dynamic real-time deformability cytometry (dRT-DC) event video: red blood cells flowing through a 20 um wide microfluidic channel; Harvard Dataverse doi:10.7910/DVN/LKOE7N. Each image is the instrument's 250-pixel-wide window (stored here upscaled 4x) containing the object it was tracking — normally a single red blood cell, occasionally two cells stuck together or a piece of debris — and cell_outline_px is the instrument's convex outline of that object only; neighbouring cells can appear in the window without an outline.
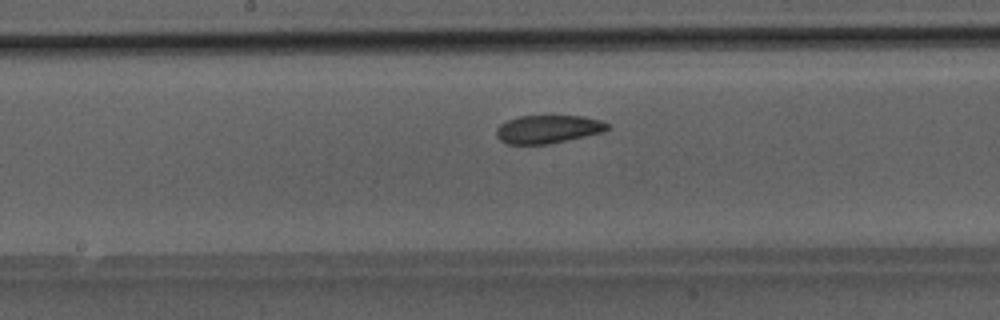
{"species": "Egyptian fruit bat (a non-hibernating species)", "species_latin": "Rousettus aegyptiacus", "temperature_condition": "room temperature", "stored_images_in_passage": 37, "camera_frame_rate_fps": 3000, "um_per_image_px": 0.085, "animal": {"sex": "male"}, "frame": {"image": 1, "passage_image": 17, "time_ms": 5.333, "image_size_px": [1000, 320], "cell_outline_px": [[608, 128], [604, 132], [548, 144], [508, 144], [500, 140], [496, 136], [496, 128], [500, 124], [508, 120], [520, 116], [584, 116], [600, 120], [608, 124]], "centroid_in_image_um": [46.56, 10.98], "position_along_channel_um": 201.6, "area_um2": 18.15}}
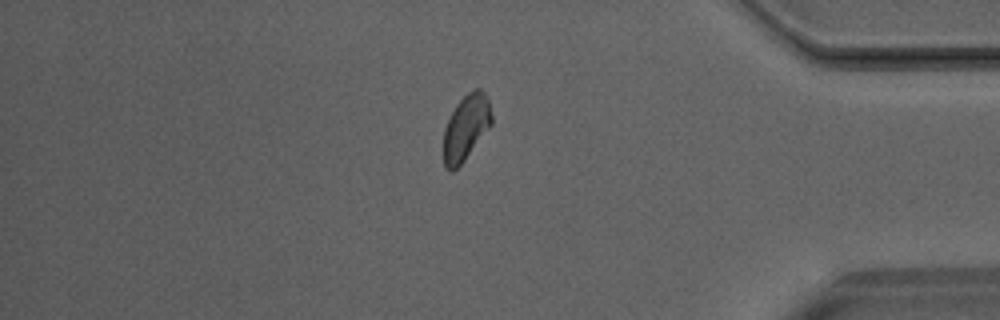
{"frame": {"image": 2, "passage_image": 32, "time_ms": 10.333, "image_size_px": [1000, 320], "cell_outline_px": [[492, 124], [464, 160], [452, 172], [444, 168], [444, 128], [456, 104], [472, 88], [480, 88], [484, 92], [488, 100], [492, 116]], "centroid_in_image_um": [39.61, 10.82], "position_along_channel_um": 395.6, "area_um2": 18.21}}